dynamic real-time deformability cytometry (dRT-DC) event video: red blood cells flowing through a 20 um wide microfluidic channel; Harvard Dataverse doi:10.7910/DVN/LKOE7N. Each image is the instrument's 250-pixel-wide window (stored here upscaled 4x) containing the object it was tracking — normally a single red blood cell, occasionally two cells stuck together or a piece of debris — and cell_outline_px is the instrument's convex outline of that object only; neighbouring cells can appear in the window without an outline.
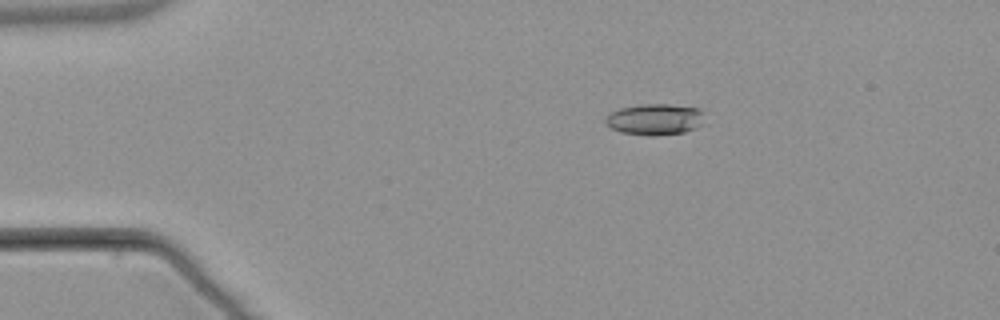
{"species": "common noctule bat (a hibernating species)", "species_latin": "Nyctalus noctula", "temperature_condition": "warm", "stored_images_in_passage": 6, "camera_frame_rate_fps": 3000, "um_per_image_px": 0.085, "animal": {"sex": "male", "body_mass_g": 21.5, "forearm_length_mm": 52.0}, "frame": {"image": 1, "passage_image": 1, "time_ms": 0.0, "image_size_px": [1000, 320], "cell_outline_px": [[704, 124], [696, 128], [684, 132], [656, 136], [652, 136], [620, 132], [612, 128], [604, 120], [608, 112], [620, 108], [640, 104], [668, 104], [700, 108], [704, 112]], "centroid_in_image_um": [55.7, 10.14], "position_along_channel_um": 29.3, "area_um2": 18.32}}
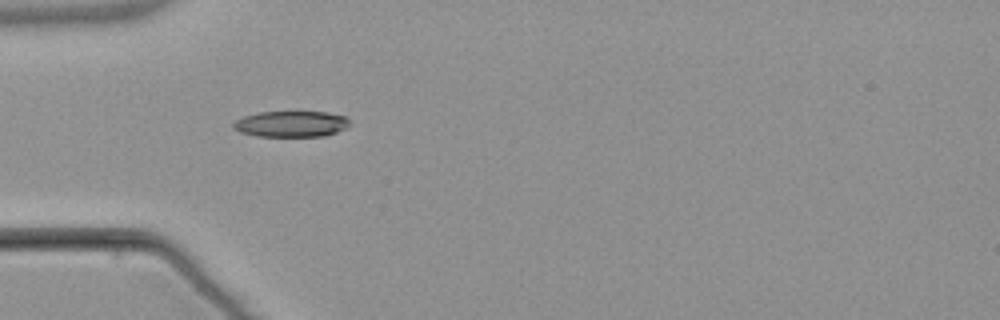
{"frame": {"image": 2, "passage_image": 3, "time_ms": 2.333, "image_size_px": [1000, 320], "cell_outline_px": [[352, 124], [336, 132], [324, 136], [256, 136], [240, 132], [232, 128], [232, 124], [236, 120], [244, 116], [260, 112], [328, 112], [348, 116]], "centroid_in_image_um": [24.78, 10.53], "position_along_channel_um": 60.2, "area_um2": 17.74}}
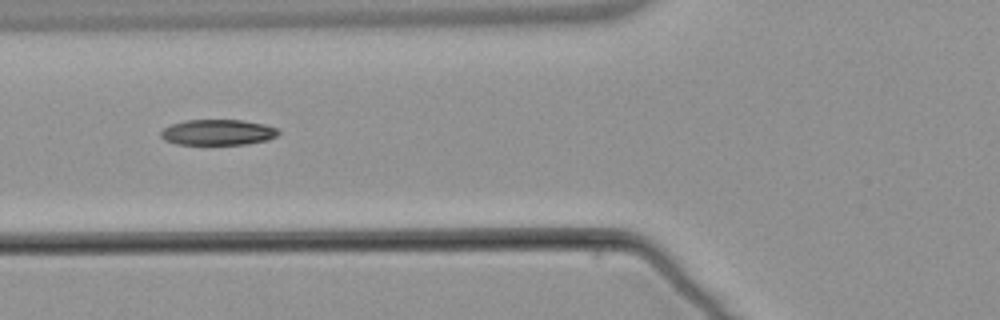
{"frame": {"image": 3, "passage_image": 4, "time_ms": 3.667, "image_size_px": [1000, 320], "cell_outline_px": [[280, 132], [276, 136], [268, 140], [244, 144], [176, 144], [164, 140], [160, 136], [160, 132], [164, 128], [172, 124], [184, 120], [240, 120], [264, 124], [276, 128]], "centroid_in_image_um": [18.49, 11.24], "position_along_channel_um": 107.3, "area_um2": 17.51}}